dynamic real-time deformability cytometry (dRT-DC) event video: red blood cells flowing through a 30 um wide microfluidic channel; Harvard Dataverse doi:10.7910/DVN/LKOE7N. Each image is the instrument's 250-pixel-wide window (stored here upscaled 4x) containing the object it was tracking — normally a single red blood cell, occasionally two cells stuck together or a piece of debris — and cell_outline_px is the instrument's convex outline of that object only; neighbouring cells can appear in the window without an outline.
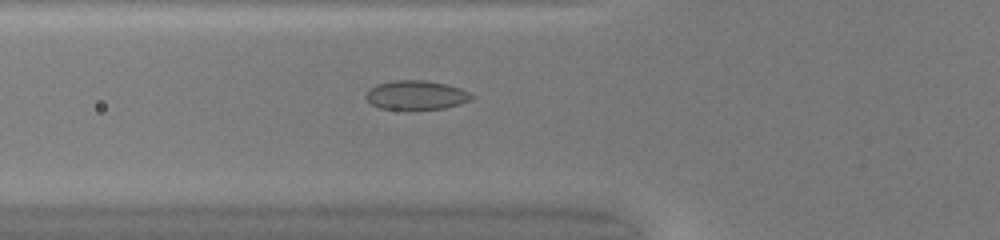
{"species": "common noctule bat (a hibernating species)", "species_latin": "Nyctalus noctula", "temperature_condition": "warm", "stored_images_in_passage": 34, "camera_frame_rate_fps": 3000, "um_per_image_px": 0.085, "animal": {"sex": "female", "body_mass_g": 20.0, "forearm_length_mm": 54.0}, "frame": {"image": 1, "passage_image": 4, "time_ms": 1.0, "image_size_px": [1000, 240], "cell_outline_px": [[476, 96], [472, 100], [460, 104], [444, 108], [380, 108], [372, 104], [364, 96], [368, 88], [376, 84], [392, 80], [424, 80], [448, 84], [472, 92]], "centroid_in_image_um": [35.41, 8.05], "position_along_channel_um": 90.4, "area_um2": 17.98}}
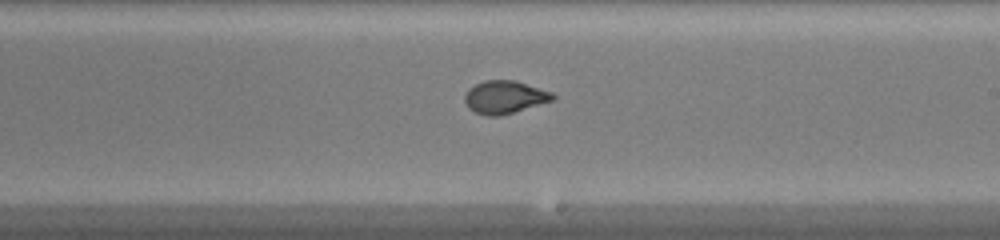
{"frame": {"image": 2, "passage_image": 15, "time_ms": 4.667, "image_size_px": [1000, 240], "cell_outline_px": [[556, 96], [552, 100], [500, 116], [488, 116], [476, 112], [468, 108], [464, 100], [464, 96], [468, 88], [484, 80], [516, 80], [552, 92]], "centroid_in_image_um": [42.87, 8.24], "position_along_channel_um": 246.1, "area_um2": 16.76}}
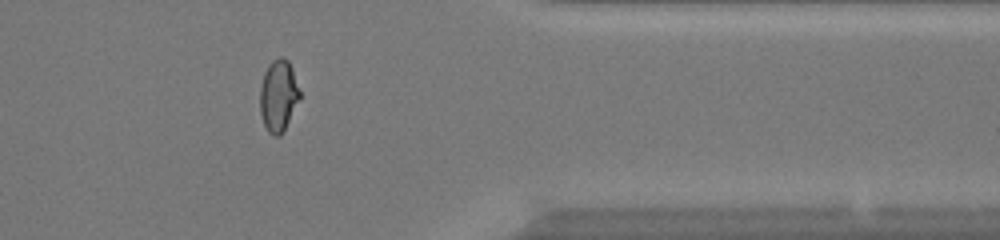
{"frame": {"image": 3, "passage_image": 26, "time_ms": 8.333, "image_size_px": [1000, 240], "cell_outline_px": [[300, 96], [280, 136], [272, 136], [268, 132], [264, 124], [260, 112], [260, 88], [264, 72], [268, 64], [272, 60], [280, 56], [288, 60], [292, 68], [300, 92]], "centroid_in_image_um": [23.64, 8.1], "position_along_channel_um": 387.8, "area_um2": 16.36}}